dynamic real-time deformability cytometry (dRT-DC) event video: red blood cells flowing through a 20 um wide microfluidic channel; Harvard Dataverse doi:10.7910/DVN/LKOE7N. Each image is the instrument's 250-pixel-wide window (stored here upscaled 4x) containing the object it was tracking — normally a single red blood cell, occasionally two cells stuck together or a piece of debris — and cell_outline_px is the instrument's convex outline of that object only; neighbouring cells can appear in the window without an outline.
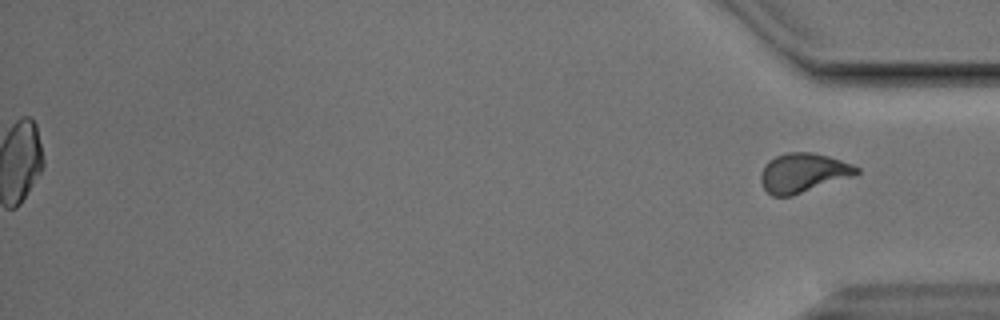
{"species": "Egyptian fruit bat (a non-hibernating species)", "species_latin": "Rousettus aegyptiacus", "temperature_condition": "cold", "stored_images_in_passage": 46, "segment_of_instrument_passage": [2, 2], "camera_frame_rate_fps": 3000, "um_per_image_px": 0.085, "animal": {"sex": "male"}, "frame": {"image": 1, "passage_image": 46, "time_ms": 15.0, "image_size_px": [1000, 320], "cell_outline_px": [[860, 172], [852, 176], [792, 196], [772, 196], [764, 188], [760, 180], [760, 176], [764, 164], [768, 160], [776, 156], [788, 152], [812, 152], [828, 156], [852, 164], [860, 168]], "centroid_in_image_um": [68.24, 14.68], "position_along_channel_um": 367.0, "area_um2": 21.85}}